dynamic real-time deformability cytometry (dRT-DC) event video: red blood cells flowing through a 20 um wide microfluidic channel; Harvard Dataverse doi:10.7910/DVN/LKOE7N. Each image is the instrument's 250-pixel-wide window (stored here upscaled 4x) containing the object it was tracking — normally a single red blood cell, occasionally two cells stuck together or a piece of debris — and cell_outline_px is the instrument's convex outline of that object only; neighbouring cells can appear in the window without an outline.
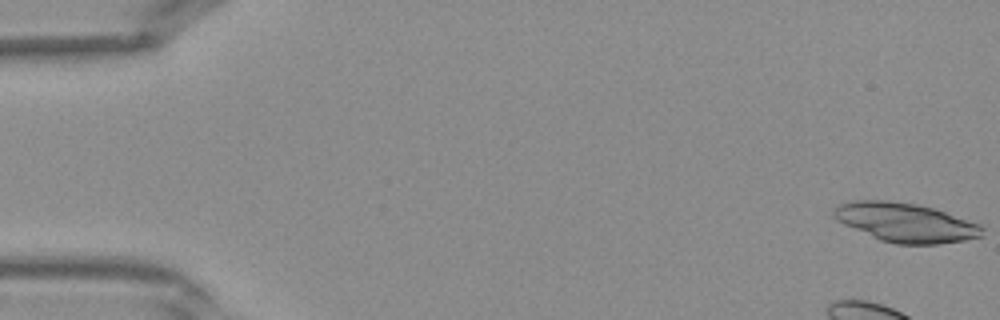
{"species": "Egyptian fruit bat (a non-hibernating species)", "species_latin": "Rousettus aegyptiacus", "temperature_condition": "warm", "stored_images_in_passage": 36, "camera_frame_rate_fps": 3000, "um_per_image_px": 0.085, "frame": {"image": 1, "passage_image": 1, "time_ms": 0.0, "image_size_px": [1000, 320], "cell_outline_px": [[984, 236], [964, 240], [940, 244], [896, 244], [880, 240], [844, 224], [836, 220], [832, 216], [832, 208], [840, 204], [852, 200], [888, 200], [916, 204], [932, 208], [980, 224], [984, 228]], "centroid_in_image_um": [76.95, 18.91], "position_along_channel_um": 8.0, "area_um2": 33.81}}